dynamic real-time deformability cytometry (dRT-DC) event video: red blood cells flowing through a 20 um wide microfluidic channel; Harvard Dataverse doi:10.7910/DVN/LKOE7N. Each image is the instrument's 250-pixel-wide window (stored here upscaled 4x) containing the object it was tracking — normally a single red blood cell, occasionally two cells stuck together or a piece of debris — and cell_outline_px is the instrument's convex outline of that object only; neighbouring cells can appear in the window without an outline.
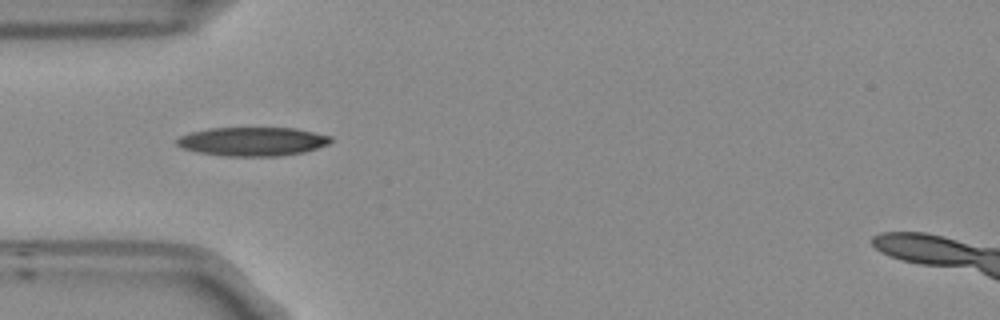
{"species": "Egyptian fruit bat (a non-hibernating species)", "species_latin": "Rousettus aegyptiacus", "temperature_condition": "room temperature", "stored_images_in_passage": 35, "camera_frame_rate_fps": 3000, "um_per_image_px": 0.085, "frame": {"image": 1, "passage_image": 1, "time_ms": 0.0, "image_size_px": [1000, 320], "cell_outline_px": [[332, 140], [328, 144], [304, 152], [280, 156], [224, 156], [196, 152], [184, 148], [176, 144], [176, 140], [180, 136], [192, 132], [208, 128], [296, 128], [332, 136]], "centroid_in_image_um": [21.47, 12.03], "position_along_channel_um": 63.5, "area_um2": 25.84}}
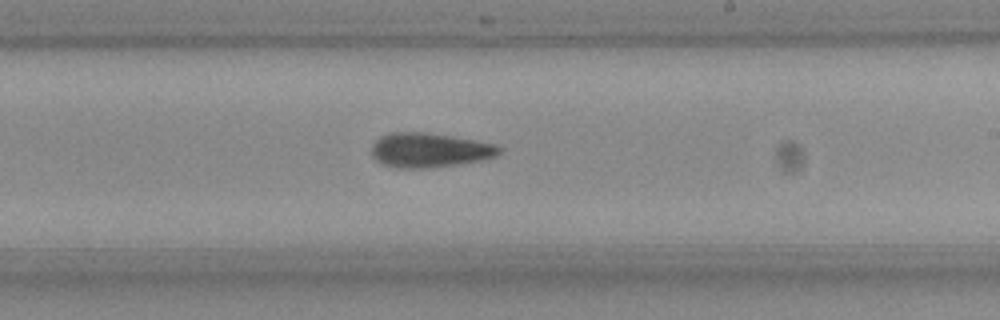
{"frame": {"image": 2, "passage_image": 16, "time_ms": 5.0, "image_size_px": [1000, 320], "cell_outline_px": [[500, 152], [492, 156], [480, 160], [456, 164], [428, 168], [396, 168], [380, 164], [372, 156], [372, 144], [380, 136], [392, 132], [424, 132], [452, 136], [496, 144], [500, 148]], "centroid_in_image_um": [36.43, 12.76], "position_along_channel_um": 252.6, "area_um2": 25.49}, "authors_computed_cell_mechanics": {"area_um2": 25.5476, "velocity_mm_per_s": 3.7725, "shape_relaxation_time_tau1_ms": 7.7379, "shape_relaxation_time_tau2_ms": null, "deformation_change_tau1": 0.2006, "deformation_change_tau2": null}}